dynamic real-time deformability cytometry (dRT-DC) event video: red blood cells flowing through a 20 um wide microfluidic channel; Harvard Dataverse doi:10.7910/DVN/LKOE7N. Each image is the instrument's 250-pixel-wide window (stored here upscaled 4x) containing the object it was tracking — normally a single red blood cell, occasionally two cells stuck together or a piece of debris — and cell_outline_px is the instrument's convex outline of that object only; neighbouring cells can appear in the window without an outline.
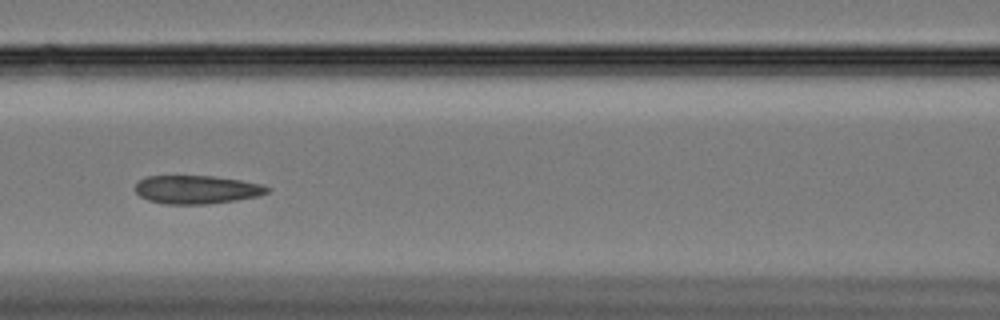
{"species": "Egyptian fruit bat (a non-hibernating species)", "species_latin": "Rousettus aegyptiacus", "temperature_condition": "cold", "stored_images_in_passage": 44, "camera_frame_rate_fps": 3000, "um_per_image_px": 0.085, "animal": {"sex": "female"}, "frame": {"image": 1, "passage_image": 16, "time_ms": 5.0, "image_size_px": [1000, 320], "cell_outline_px": [[272, 188], [268, 192], [260, 196], [236, 200], [208, 204], [164, 204], [148, 200], [140, 196], [136, 192], [136, 184], [144, 176], [212, 176], [240, 180], [260, 184]], "centroid_in_image_um": [16.73, 16.12], "position_along_channel_um": 149.9, "area_um2": 21.85}}
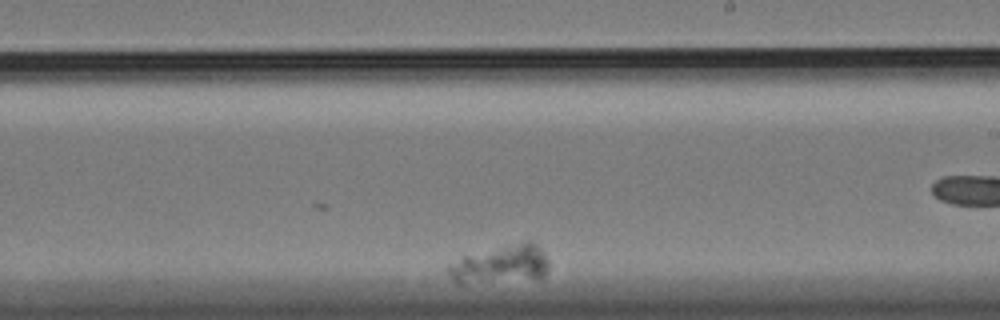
{"frame": {"image": 2, "passage_image": 21, "time_ms": 6.667, "image_size_px": [1000, 320], "cell_outline_px": [[548, 268], [544, 276], [460, 284], [456, 284], [452, 280], [444, 268], [448, 264], [464, 256], [524, 240], [532, 240], [544, 252], [548, 260]], "centroid_in_image_um": [42.51, 22.44], "position_along_channel_um": 246.5, "area_um2": 22.14}}
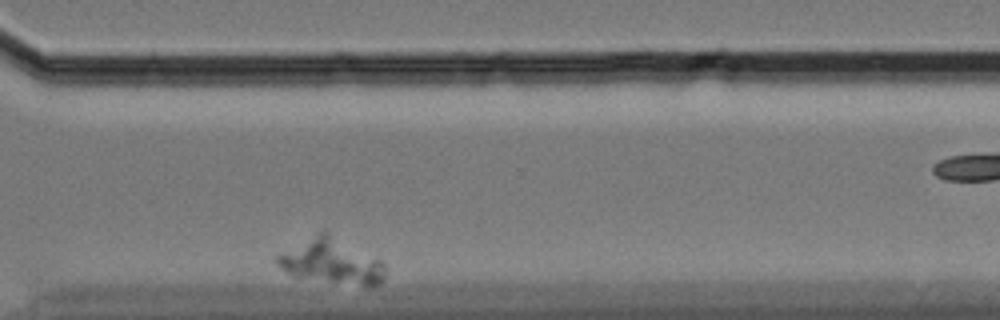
{"frame": {"image": 3, "passage_image": 39, "time_ms": 12.667, "image_size_px": [1000, 320], "cell_outline_px": [[384, 280], [380, 284], [364, 284], [292, 276], [280, 268], [272, 260], [276, 256], [324, 228], [380, 260], [384, 264]], "centroid_in_image_um": [28.12, 22.15], "position_along_channel_um": 342.5, "area_um2": 27.8}}